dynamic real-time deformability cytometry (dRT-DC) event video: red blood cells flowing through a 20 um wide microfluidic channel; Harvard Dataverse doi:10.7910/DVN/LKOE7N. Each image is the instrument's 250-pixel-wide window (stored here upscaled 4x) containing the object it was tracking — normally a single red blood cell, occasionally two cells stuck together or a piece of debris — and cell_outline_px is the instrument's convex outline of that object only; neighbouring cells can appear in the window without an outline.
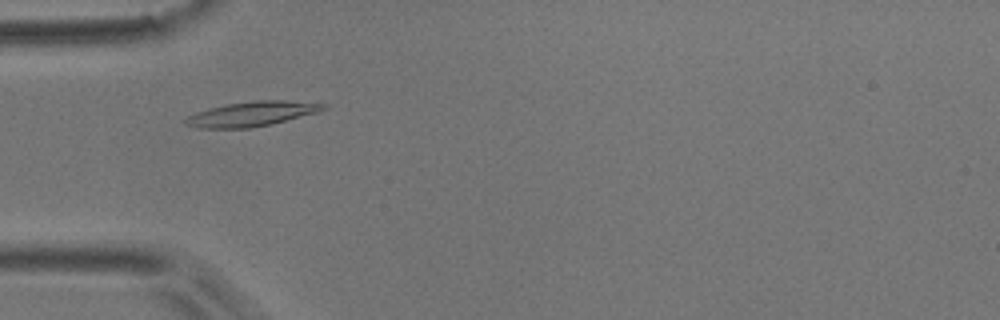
{"species": "common noctule bat (a hibernating species)", "species_latin": "Nyctalus noctula", "temperature_condition": "room temperature", "stored_images_in_passage": 35, "camera_frame_rate_fps": 3000, "um_per_image_px": 0.085, "animal": {"sex": "male", "body_mass_g": 17.9}, "frame": {"image": 1, "passage_image": 9, "time_ms": 2.667, "image_size_px": [1000, 320], "cell_outline_px": [[328, 108], [320, 112], [252, 128], [196, 128], [184, 124], [184, 120], [188, 116], [196, 112], [208, 108], [228, 104], [252, 100], [284, 100], [328, 104]], "centroid_in_image_um": [21.41, 9.67], "position_along_channel_um": 63.6, "area_um2": 19.94}}
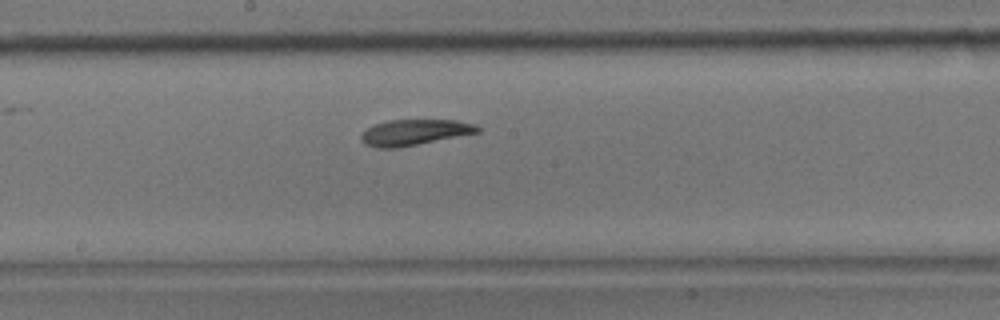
{"frame": {"image": 2, "passage_image": 21, "time_ms": 6.667, "image_size_px": [1000, 320], "cell_outline_px": [[480, 132], [400, 148], [376, 148], [364, 144], [360, 140], [360, 136], [368, 128], [376, 124], [388, 120], [456, 120], [476, 124], [480, 128]], "centroid_in_image_um": [35.23, 11.26], "position_along_channel_um": 213.0, "area_um2": 17.63}}
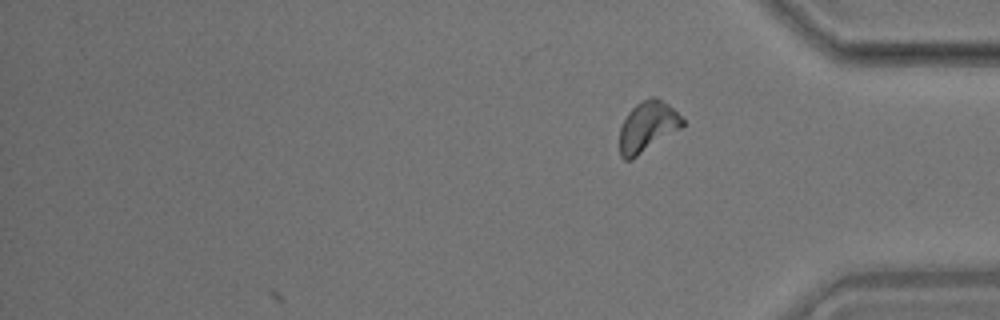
{"frame": {"image": 3, "passage_image": 35, "time_ms": 11.333, "image_size_px": [1000, 320], "cell_outline_px": [[684, 124], [680, 128], [632, 160], [624, 160], [620, 156], [620, 128], [628, 112], [636, 104], [652, 96], [656, 96], [668, 104], [684, 120]], "centroid_in_image_um": [55.02, 10.77], "position_along_channel_um": 380.2, "area_um2": 18.26}, "authors_computed_cell_mechanics": {"area_um2": 18.207, "velocity_mm_per_s": 3.7583, "shape_relaxation_time_tau1_ms": 4.941, "shape_relaxation_time_tau2_ms": null, "deformation_change_tau1": 0.1303, "deformation_change_tau2": null}}